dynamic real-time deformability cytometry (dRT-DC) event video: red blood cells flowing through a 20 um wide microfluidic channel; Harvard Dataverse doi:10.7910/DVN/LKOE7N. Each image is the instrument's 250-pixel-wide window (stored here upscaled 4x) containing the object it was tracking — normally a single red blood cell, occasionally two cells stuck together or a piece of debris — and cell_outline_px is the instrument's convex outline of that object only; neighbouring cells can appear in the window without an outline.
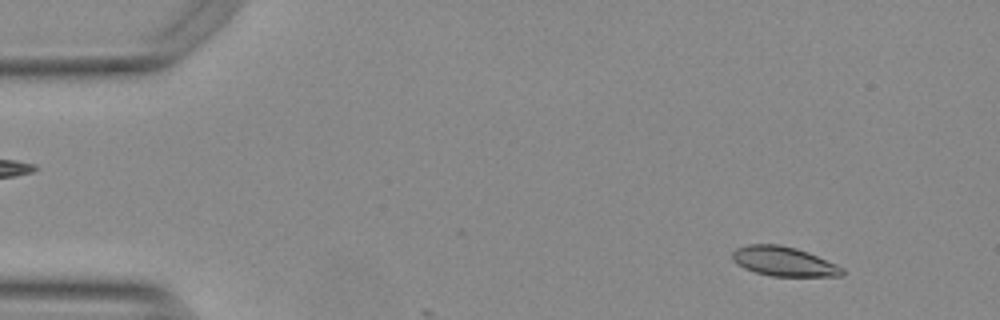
{"species": "Egyptian fruit bat (a non-hibernating species)", "species_latin": "Rousettus aegyptiacus", "temperature_condition": "warm", "stored_images_in_passage": 8, "camera_frame_rate_fps": 3000, "um_per_image_px": 0.085, "animal": {"sex": "female"}, "frame": {"image": 1, "passage_image": 5, "time_ms": 1.333, "image_size_px": [1000, 320], "cell_outline_px": [[844, 272], [840, 276], [772, 276], [756, 272], [744, 268], [736, 264], [732, 260], [732, 252], [736, 248], [748, 244], [780, 244], [796, 248], [808, 252], [836, 264], [844, 268]], "centroid_in_image_um": [66.59, 22.21], "position_along_channel_um": 18.4, "area_um2": 18.9}}